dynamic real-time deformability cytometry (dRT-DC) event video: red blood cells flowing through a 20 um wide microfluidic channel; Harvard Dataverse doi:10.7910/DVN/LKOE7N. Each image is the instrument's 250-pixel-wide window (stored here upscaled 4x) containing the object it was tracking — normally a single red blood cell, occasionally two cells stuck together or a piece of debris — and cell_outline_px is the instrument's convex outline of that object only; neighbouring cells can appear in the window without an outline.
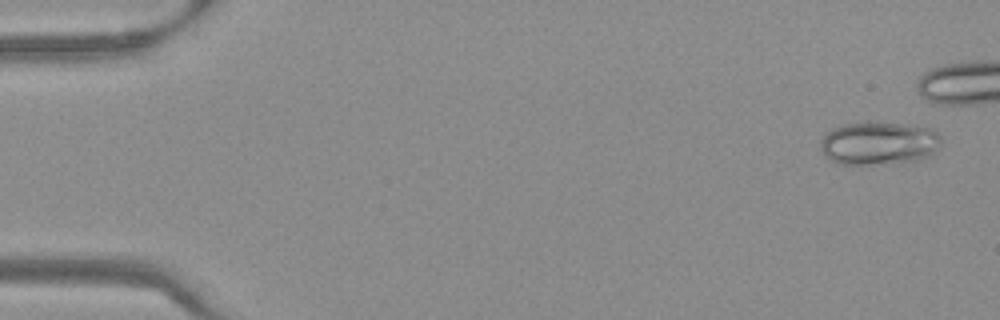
{"species": "Egyptian fruit bat (a non-hibernating species)", "species_latin": "Rousettus aegyptiacus", "temperature_condition": "warm", "stored_images_in_passage": 44, "camera_frame_rate_fps": 3000, "um_per_image_px": 0.085, "frame": {"image": 1, "passage_image": 2, "time_ms": 0.333, "image_size_px": [1000, 320], "cell_outline_px": [[940, 144], [932, 156], [920, 160], [868, 164], [840, 164], [832, 160], [820, 148], [820, 140], [832, 128], [844, 124], [868, 120], [932, 128], [940, 136]], "centroid_in_image_um": [74.71, 12.15], "position_along_channel_um": 10.3, "area_um2": 30.46}}
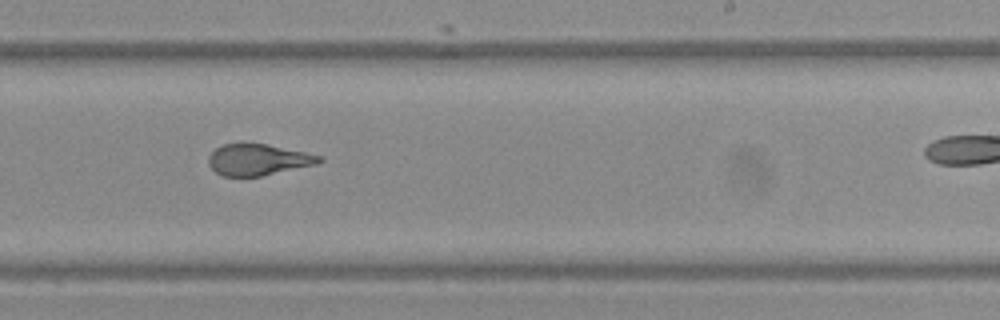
{"frame": {"image": 2, "passage_image": 33, "time_ms": 10.667, "image_size_px": [1000, 320], "cell_outline_px": [[324, 160], [316, 164], [260, 176], [220, 176], [208, 164], [208, 156], [216, 148], [224, 144], [244, 140], [324, 156]], "centroid_in_image_um": [21.89, 13.54], "position_along_channel_um": 267.1, "area_um2": 20.46}}
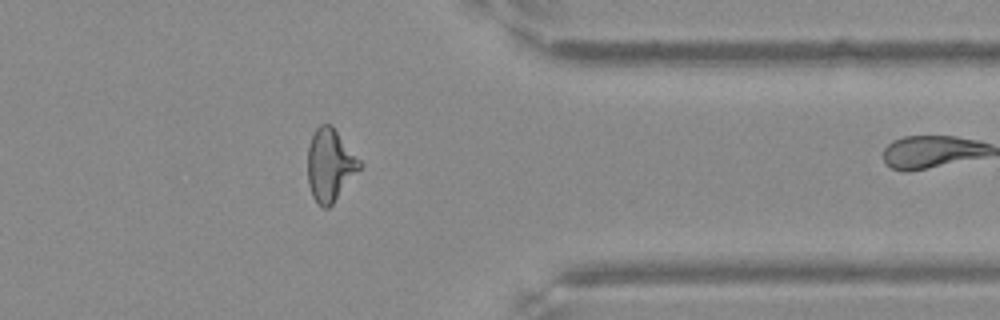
{"frame": {"image": 3, "passage_image": 43, "time_ms": 14.0, "image_size_px": [1000, 320], "cell_outline_px": [[364, 164], [332, 204], [328, 208], [324, 208], [312, 196], [308, 184], [308, 148], [312, 136], [316, 128], [320, 124], [332, 124]], "centroid_in_image_um": [28.07, 14.0], "position_along_channel_um": 383.3, "area_um2": 21.91}}